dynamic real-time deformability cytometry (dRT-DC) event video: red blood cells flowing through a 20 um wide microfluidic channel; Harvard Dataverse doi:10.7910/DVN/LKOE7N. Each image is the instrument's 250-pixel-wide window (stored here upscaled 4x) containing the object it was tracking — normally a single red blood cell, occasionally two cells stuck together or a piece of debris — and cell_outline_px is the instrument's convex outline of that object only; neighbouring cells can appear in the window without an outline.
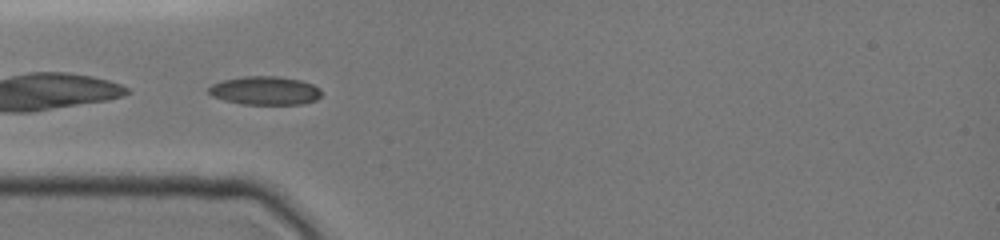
{"species": "common noctule bat (a hibernating species)", "species_latin": "Nyctalus noctula", "temperature_condition": "cold", "stored_images_in_passage": 12, "camera_frame_rate_fps": 3000, "um_per_image_px": 0.085, "animal": {"sex": "female", "body_mass_g": 19.0, "forearm_length_mm": 51.5}, "frame": {"image": 1, "passage_image": 1, "time_ms": 0.0, "image_size_px": [1000, 240], "cell_outline_px": [[320, 96], [316, 100], [300, 104], [240, 104], [224, 100], [212, 96], [208, 92], [208, 88], [212, 84], [220, 80], [244, 76], [276, 76], [300, 80], [312, 84], [320, 88]], "centroid_in_image_um": [22.49, 7.7], "position_along_channel_um": 62.5, "area_um2": 18.79}}
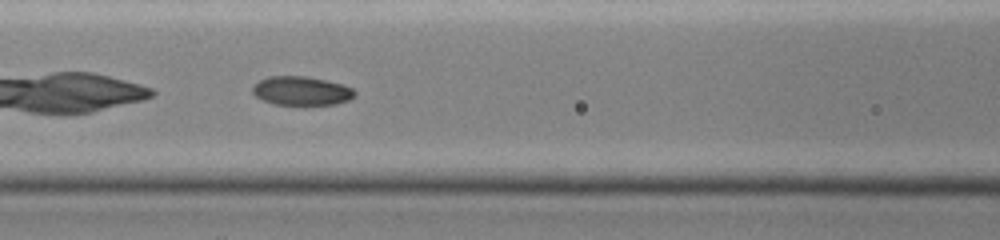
{"frame": {"image": 2, "passage_image": 8, "time_ms": 2.0, "image_size_px": [1000, 240], "cell_outline_px": [[356, 96], [348, 100], [336, 104], [276, 104], [264, 100], [256, 96], [252, 92], [252, 84], [268, 76], [304, 76], [344, 84], [352, 88], [356, 92]], "centroid_in_image_um": [25.63, 7.71], "position_along_channel_um": 141.0, "area_um2": 17.11}}
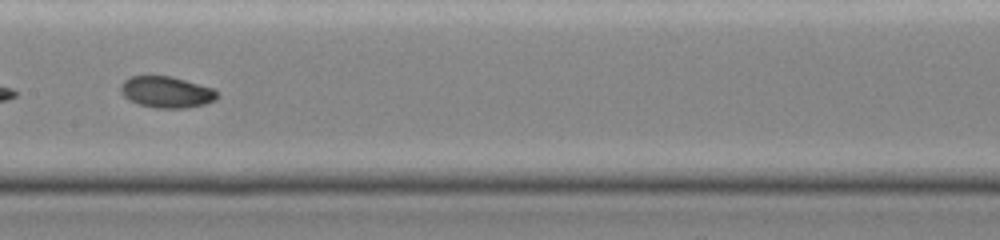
{"frame": {"image": 3, "passage_image": 11, "time_ms": 3.333, "image_size_px": [1000, 240], "cell_outline_px": [[220, 96], [216, 100], [204, 104], [184, 108], [156, 108], [136, 104], [128, 100], [120, 92], [120, 84], [124, 80], [132, 76], [172, 76], [216, 88]], "centroid_in_image_um": [14.18, 7.82], "position_along_channel_um": 193.2, "area_um2": 18.03}}